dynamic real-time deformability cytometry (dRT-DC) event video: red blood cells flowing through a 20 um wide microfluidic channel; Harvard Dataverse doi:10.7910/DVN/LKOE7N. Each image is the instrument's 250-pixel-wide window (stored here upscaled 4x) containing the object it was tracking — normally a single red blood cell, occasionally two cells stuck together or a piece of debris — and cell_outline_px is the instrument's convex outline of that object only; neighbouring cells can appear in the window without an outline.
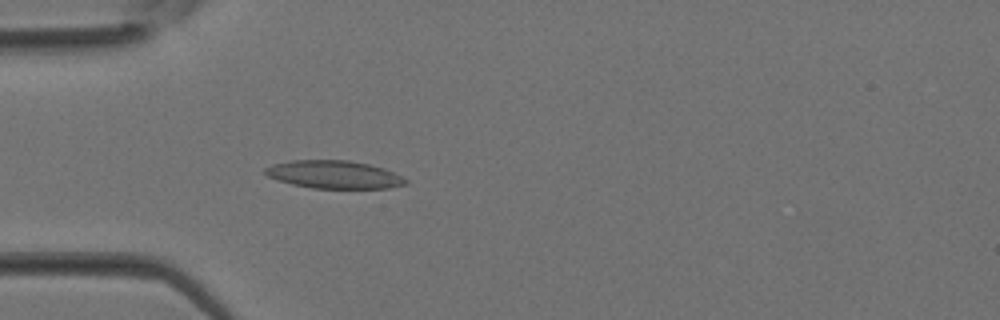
{"species": "Egyptian fruit bat (a non-hibernating species)", "species_latin": "Rousettus aegyptiacus", "temperature_condition": "room temperature", "stored_images_in_passage": 29, "camera_frame_rate_fps": 3000, "um_per_image_px": 0.085, "animal": {"sex": "female"}, "frame": {"image": 1, "passage_image": 5, "time_ms": 1.333, "image_size_px": [1000, 320], "cell_outline_px": [[408, 184], [388, 188], [312, 188], [292, 184], [268, 176], [264, 172], [264, 168], [272, 164], [292, 160], [348, 160], [368, 164], [384, 168], [408, 180]], "centroid_in_image_um": [28.39, 14.83], "position_along_channel_um": 56.6, "area_um2": 22.72}}
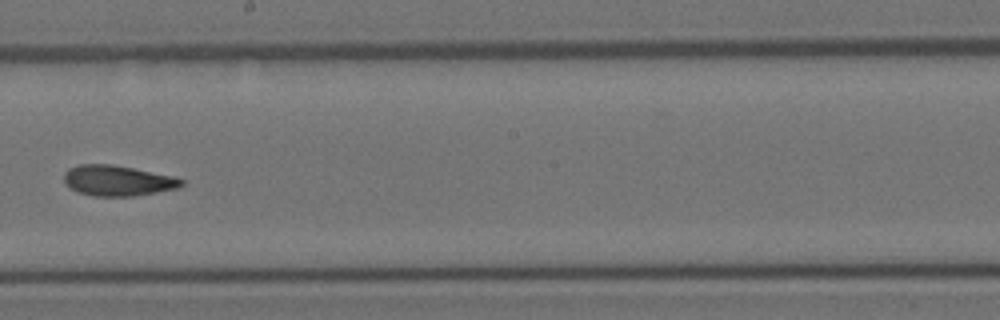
{"frame": {"image": 2, "passage_image": 15, "time_ms": 4.667, "image_size_px": [1000, 320], "cell_outline_px": [[184, 184], [180, 188], [132, 196], [92, 196], [76, 192], [64, 184], [64, 172], [68, 168], [80, 164], [112, 164], [172, 176], [184, 180]], "centroid_in_image_um": [9.96, 15.36], "position_along_channel_um": 238.2, "area_um2": 20.98}}
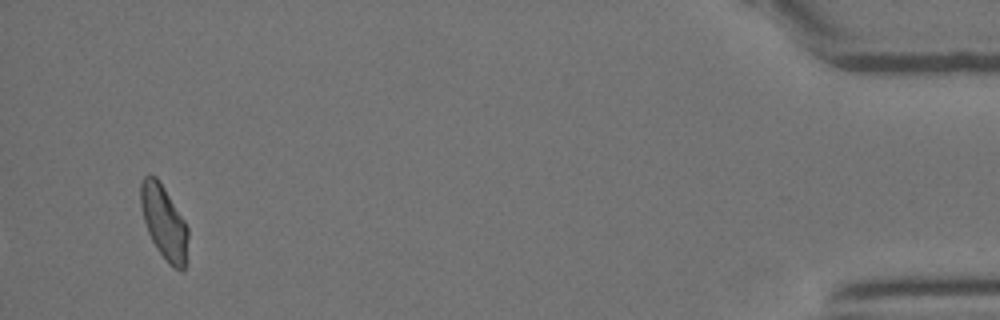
{"frame": {"image": 3, "passage_image": 29, "time_ms": 9.333, "image_size_px": [1000, 320], "cell_outline_px": [[188, 260], [184, 272], [180, 272], [172, 268], [168, 264], [156, 248], [148, 232], [144, 220], [140, 204], [140, 184], [144, 176], [156, 176], [164, 188], [184, 220], [188, 228]], "centroid_in_image_um": [13.97, 18.99], "position_along_channel_um": 421.2, "area_um2": 20.63}}